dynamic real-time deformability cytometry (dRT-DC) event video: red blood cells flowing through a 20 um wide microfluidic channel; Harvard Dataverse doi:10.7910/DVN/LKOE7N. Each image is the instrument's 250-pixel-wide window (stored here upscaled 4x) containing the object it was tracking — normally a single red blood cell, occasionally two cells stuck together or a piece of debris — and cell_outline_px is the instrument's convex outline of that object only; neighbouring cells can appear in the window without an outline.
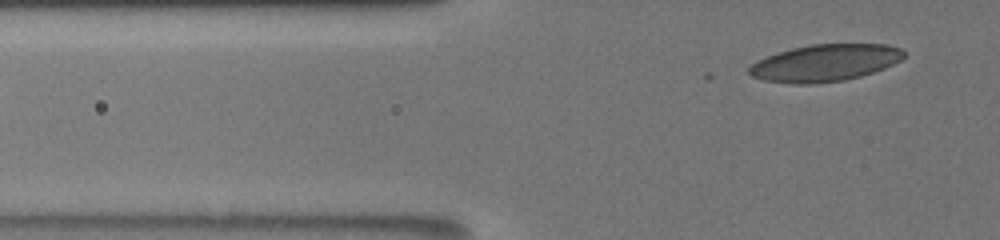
{"species": "human", "species_latin": "Homo sapiens", "temperature_condition": "room temperature", "stored_images_in_passage": 5, "segment_of_instrument_passage": [2, 2], "camera_frame_rate_fps": 3000, "um_per_image_px": 0.085, "donor": {"sex": "male"}, "frame": {"image": 1, "passage_image": 5, "time_ms": 3.0, "image_size_px": [1000, 240], "cell_outline_px": [[904, 56], [900, 60], [884, 68], [860, 76], [844, 80], [812, 84], [796, 84], [764, 80], [752, 76], [748, 72], [748, 68], [756, 60], [776, 52], [792, 48], [812, 44], [884, 44], [900, 48], [904, 52]], "centroid_in_image_um": [70.08, 5.34], "position_along_channel_um": 55.7, "area_um2": 33.23}}